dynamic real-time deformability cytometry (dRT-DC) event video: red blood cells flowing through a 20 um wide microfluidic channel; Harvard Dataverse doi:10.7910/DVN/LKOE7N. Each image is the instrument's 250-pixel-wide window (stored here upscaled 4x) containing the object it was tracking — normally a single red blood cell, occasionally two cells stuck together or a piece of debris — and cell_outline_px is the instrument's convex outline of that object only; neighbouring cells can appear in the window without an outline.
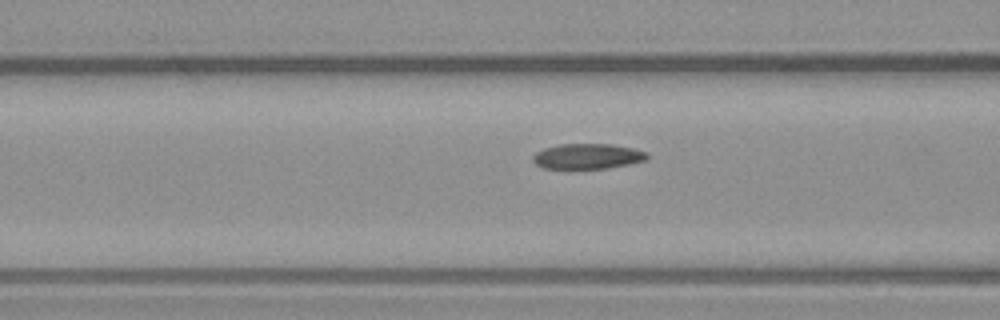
{"species": "common noctule bat (a hibernating species)", "species_latin": "Nyctalus noctula", "temperature_condition": "warm", "stored_images_in_passage": 27, "camera_frame_rate_fps": 3000, "um_per_image_px": 0.085, "animal": {"sex": "male", "body_mass_g": 23.1, "forearm_length_mm": 52.7}, "frame": {"image": 1, "passage_image": 7, "time_ms": 2.0, "image_size_px": [1000, 320], "cell_outline_px": [[648, 156], [644, 160], [628, 164], [608, 168], [544, 168], [536, 164], [532, 160], [532, 156], [536, 152], [544, 148], [560, 144], [612, 144], [632, 148], [648, 152]], "centroid_in_image_um": [49.92, 13.27], "position_along_channel_um": 116.7, "area_um2": 16.7}}
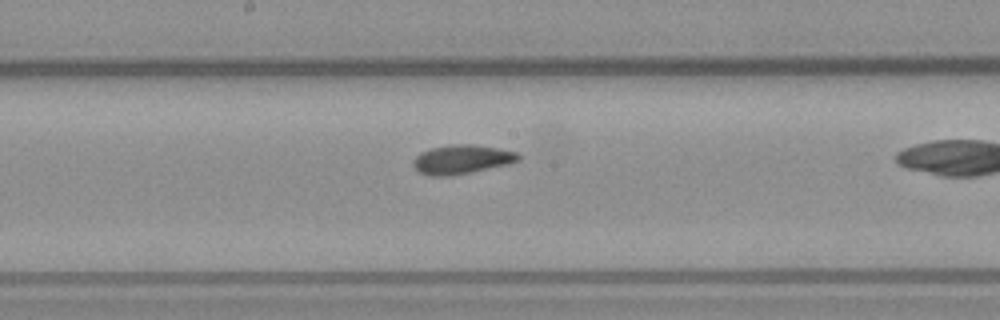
{"frame": {"image": 2, "passage_image": 14, "time_ms": 4.333, "image_size_px": [1000, 320], "cell_outline_px": [[520, 160], [508, 164], [472, 172], [448, 176], [428, 176], [420, 172], [412, 164], [412, 160], [420, 152], [432, 148], [452, 144], [472, 144], [520, 152]], "centroid_in_image_um": [39.26, 13.55], "position_along_channel_um": 208.9, "area_um2": 17.86}}
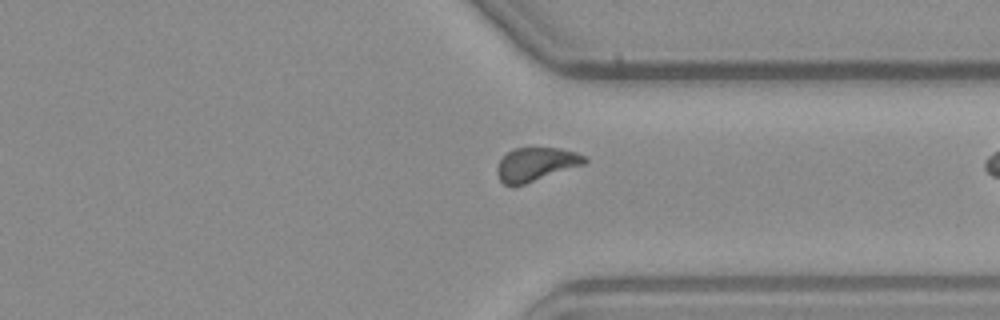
{"frame": {"image": 3, "passage_image": 26, "time_ms": 8.333, "image_size_px": [1000, 320], "cell_outline_px": [[588, 160], [584, 164], [512, 188], [504, 184], [500, 180], [496, 172], [496, 168], [500, 160], [508, 152], [516, 148], [560, 148], [576, 152], [584, 156]], "centroid_in_image_um": [45.52, 13.98], "position_along_channel_um": 365.9, "area_um2": 17.05}}